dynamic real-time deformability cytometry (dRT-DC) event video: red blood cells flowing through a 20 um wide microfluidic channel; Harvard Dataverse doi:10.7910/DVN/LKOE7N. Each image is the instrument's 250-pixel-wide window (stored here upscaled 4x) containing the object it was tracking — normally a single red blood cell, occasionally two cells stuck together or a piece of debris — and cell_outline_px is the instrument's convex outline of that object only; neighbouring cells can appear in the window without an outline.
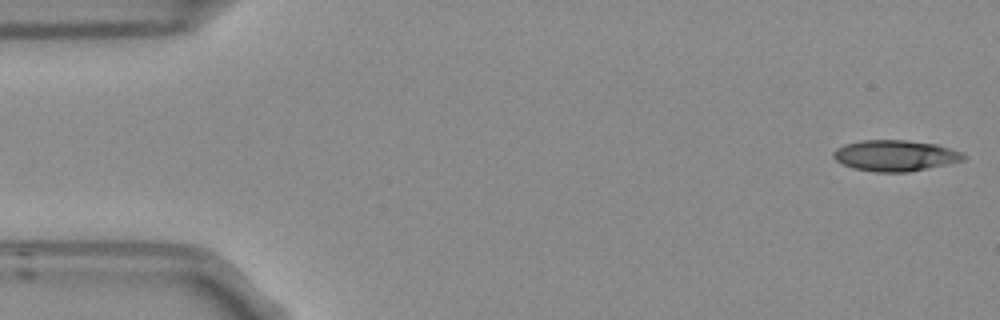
{"species": "Egyptian fruit bat (a non-hibernating species)", "species_latin": "Rousettus aegyptiacus", "temperature_condition": "room temperature", "stored_images_in_passage": 3, "camera_frame_rate_fps": 3000, "um_per_image_px": 0.085, "frame": {"image": 1, "passage_image": 1, "time_ms": 0.0, "image_size_px": [1000, 320], "cell_outline_px": [[968, 156], [964, 160], [948, 164], [908, 172], [876, 172], [852, 168], [836, 160], [832, 156], [832, 152], [836, 148], [844, 144], [864, 140], [908, 140], [936, 144], [952, 148], [964, 152]], "centroid_in_image_um": [76.13, 13.22], "position_along_channel_um": 8.9, "area_um2": 23.76}}